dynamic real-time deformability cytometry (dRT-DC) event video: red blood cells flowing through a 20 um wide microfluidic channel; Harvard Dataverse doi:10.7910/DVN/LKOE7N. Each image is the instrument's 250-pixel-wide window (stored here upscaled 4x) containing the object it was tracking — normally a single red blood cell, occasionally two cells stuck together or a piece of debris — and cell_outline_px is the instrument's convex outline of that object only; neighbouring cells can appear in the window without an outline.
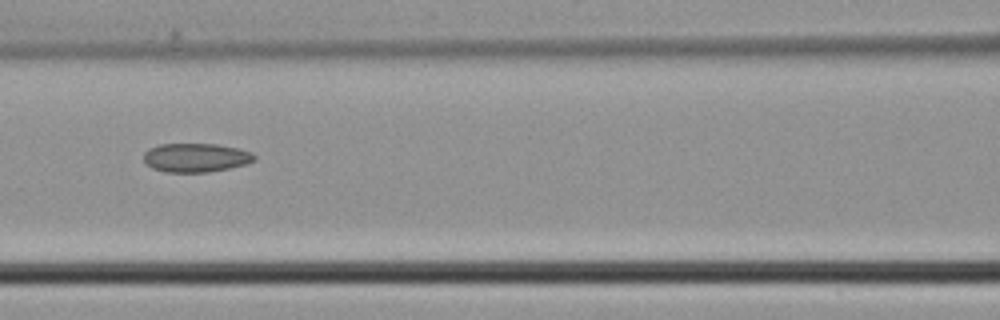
{"species": "common noctule bat (a hibernating species)", "species_latin": "Nyctalus noctula", "temperature_condition": "cold", "stored_images_in_passage": 6, "camera_frame_rate_fps": 3000, "um_per_image_px": 0.085, "animal": {"sex": "male", "body_mass_g": 21.5, "forearm_length_mm": 52.0}, "frame": {"image": 1, "passage_image": 6, "time_ms": 1.667, "image_size_px": [1000, 320], "cell_outline_px": [[256, 160], [248, 164], [208, 172], [164, 172], [152, 168], [144, 160], [144, 152], [148, 148], [160, 144], [216, 144], [236, 148], [252, 152], [256, 156]], "centroid_in_image_um": [16.65, 13.4], "position_along_channel_um": 149.9, "area_um2": 18.67}}